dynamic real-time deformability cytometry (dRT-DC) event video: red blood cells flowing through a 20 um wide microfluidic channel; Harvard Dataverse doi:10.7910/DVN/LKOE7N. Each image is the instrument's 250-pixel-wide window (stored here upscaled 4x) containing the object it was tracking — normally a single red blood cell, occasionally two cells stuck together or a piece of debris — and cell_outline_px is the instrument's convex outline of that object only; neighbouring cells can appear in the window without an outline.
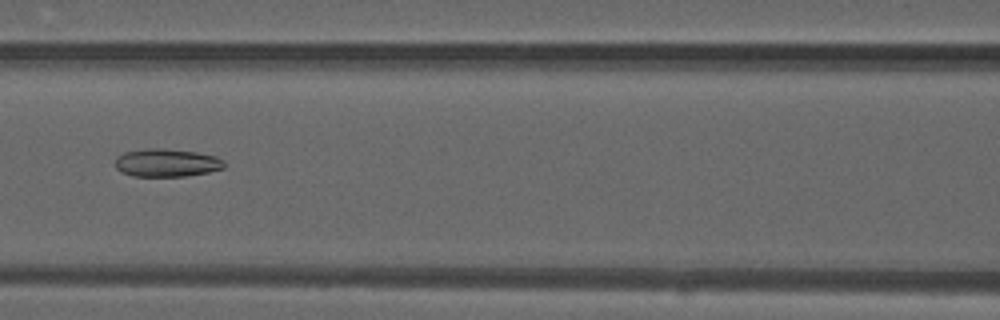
{"species": "common noctule bat (a hibernating species)", "species_latin": "Nyctalus noctula", "temperature_condition": "warm", "stored_images_in_passage": 49, "camera_frame_rate_fps": 3000, "um_per_image_px": 0.085, "animal": {"sex": "male", "forearm_length_mm": 52.5}, "frame": {"image": 1, "passage_image": 22, "time_ms": 7.0, "image_size_px": [1000, 320], "cell_outline_px": [[224, 168], [208, 172], [188, 176], [132, 176], [120, 172], [116, 168], [116, 156], [124, 152], [148, 148], [160, 148], [196, 152], [216, 156], [224, 160]], "centroid_in_image_um": [14.15, 13.84], "position_along_channel_um": 152.4, "area_um2": 17.86}}
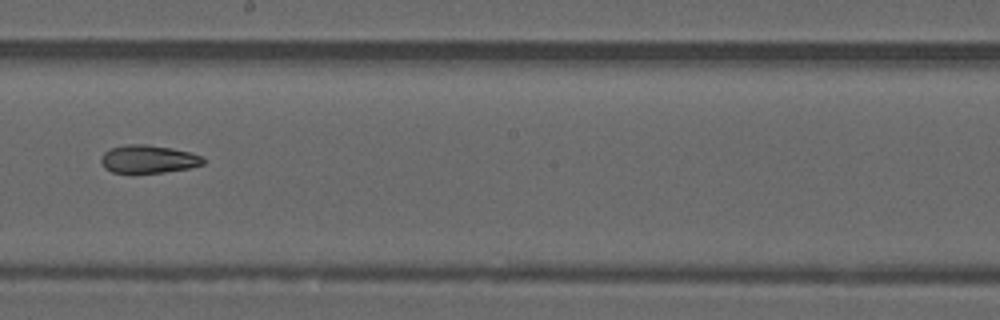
{"frame": {"image": 2, "passage_image": 28, "time_ms": 9.0, "image_size_px": [1000, 320], "cell_outline_px": [[204, 164], [188, 168], [164, 172], [132, 176], [112, 172], [104, 168], [100, 160], [100, 156], [104, 152], [112, 148], [128, 144], [144, 144], [172, 148], [204, 156]], "centroid_in_image_um": [12.56, 13.57], "position_along_channel_um": 235.6, "area_um2": 17.28}}
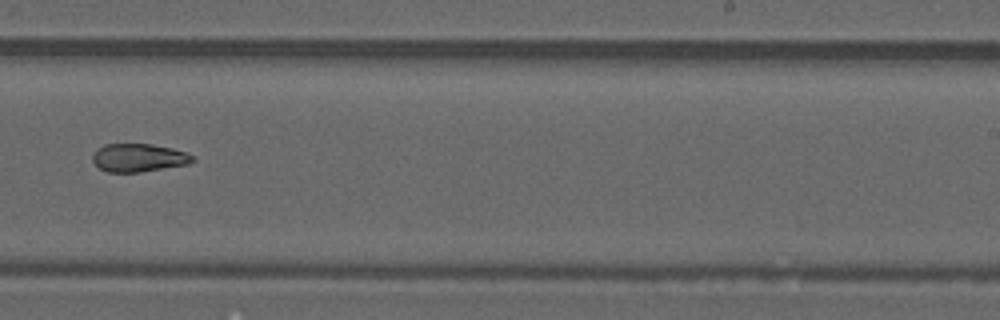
{"frame": {"image": 3, "passage_image": 31, "time_ms": 10.0, "image_size_px": [1000, 320], "cell_outline_px": [[196, 160], [188, 164], [140, 172], [108, 172], [100, 168], [92, 160], [92, 156], [104, 144], [152, 144], [172, 148], [188, 152]], "centroid_in_image_um": [11.82, 13.4], "position_along_channel_um": 277.2, "area_um2": 16.3}, "authors_computed_cell_mechanics": {"area_um2": 18.0336, "velocity_mm_per_s": 4.1796, "shape_relaxation_time_tau1_ms": null, "shape_relaxation_time_tau2_ms": 2.565, "deformation_change_tau1": null, "deformation_change_tau2": 0.095}}